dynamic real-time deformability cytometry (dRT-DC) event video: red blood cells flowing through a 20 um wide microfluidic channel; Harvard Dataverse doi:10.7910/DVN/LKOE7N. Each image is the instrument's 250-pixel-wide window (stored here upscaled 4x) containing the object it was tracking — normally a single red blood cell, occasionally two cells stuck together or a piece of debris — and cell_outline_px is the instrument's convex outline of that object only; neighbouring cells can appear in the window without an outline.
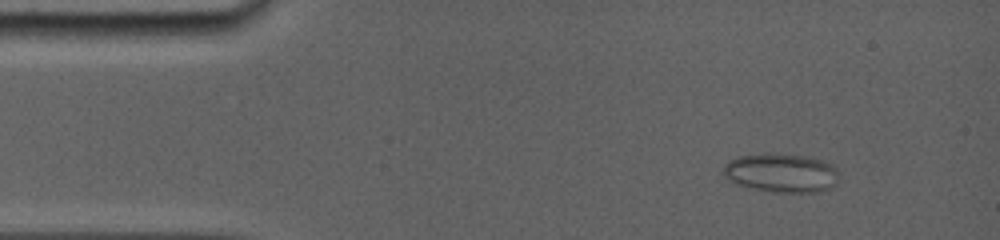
{"species": "common noctule bat (a hibernating species)", "species_latin": "Nyctalus noctula", "temperature_condition": "room temperature", "stored_images_in_passage": 28, "camera_frame_rate_fps": 5000, "um_per_image_px": 0.085, "animal": {"sex": "female", "body_mass_g": 19.0, "forearm_length_mm": 56.7}, "frame": {"image": 1, "passage_image": 10, "time_ms": 1.6, "image_size_px": [1000, 240], "cell_outline_px": [[836, 184], [832, 188], [820, 192], [772, 192], [736, 184], [728, 180], [724, 176], [724, 164], [728, 160], [736, 156], [764, 152], [804, 156], [824, 160], [832, 164], [836, 168]], "centroid_in_image_um": [66.38, 14.68], "position_along_channel_um": 18.6, "area_um2": 26.53}}
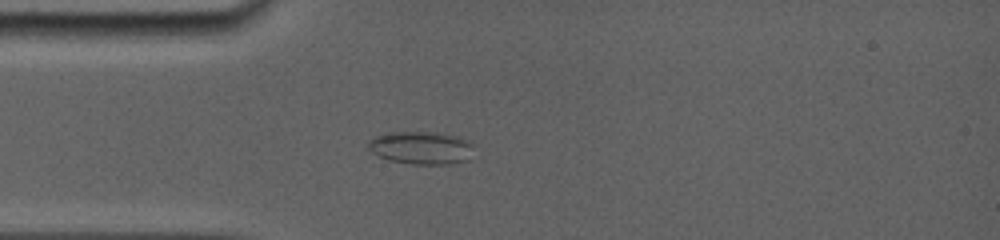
{"frame": {"image": 2, "passage_image": 25, "time_ms": 4.2, "image_size_px": [1000, 240], "cell_outline_px": [[472, 144], [468, 160], [452, 164], [412, 164], [388, 160], [372, 152], [368, 148], [368, 140], [376, 136], [392, 132], [436, 132], [460, 136], [468, 140]], "centroid_in_image_um": [35.8, 12.56], "position_along_channel_um": 49.2, "area_um2": 20.23}}